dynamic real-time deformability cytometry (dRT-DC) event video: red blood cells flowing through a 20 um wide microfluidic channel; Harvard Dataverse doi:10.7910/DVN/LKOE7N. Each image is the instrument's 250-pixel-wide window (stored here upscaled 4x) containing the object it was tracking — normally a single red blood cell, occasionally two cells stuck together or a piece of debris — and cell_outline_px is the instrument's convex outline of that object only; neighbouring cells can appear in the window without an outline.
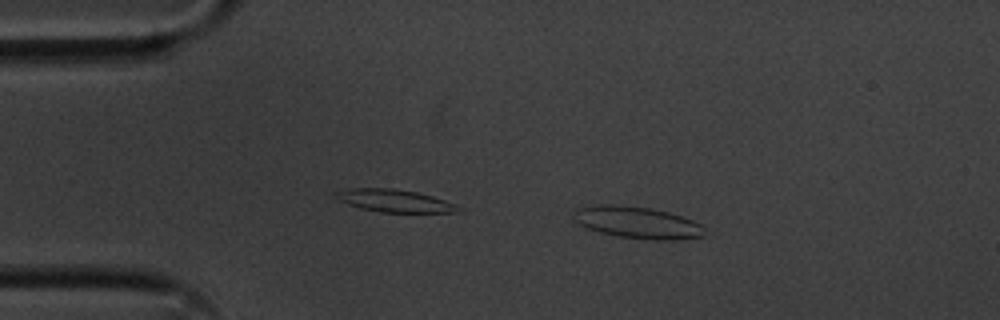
{"species": "common noctule bat (a hibernating species)", "species_latin": "Nyctalus noctula", "temperature_condition": "cold", "stored_images_in_passage": 44, "camera_frame_rate_fps": 3000, "um_per_image_px": 0.085, "animal": {"sex": "male", "body_mass_g": 20.1, "forearm_length_mm": 53.5}, "frame": {"image": 1, "passage_image": 3, "time_ms": 0.667, "image_size_px": [1000, 320], "cell_outline_px": [[704, 236], [680, 240], [656, 240], [616, 236], [600, 232], [588, 228], [580, 224], [576, 220], [576, 212], [580, 208], [596, 204], [616, 204], [652, 208], [668, 212], [692, 220], [700, 224], [704, 228]], "centroid_in_image_um": [54.23, 18.92], "position_along_channel_um": 30.8, "area_um2": 24.1}}
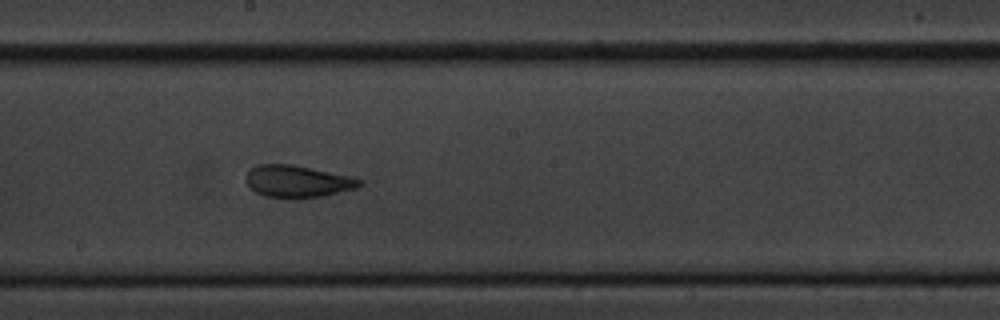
{"frame": {"image": 2, "passage_image": 23, "time_ms": 7.333, "image_size_px": [1000, 320], "cell_outline_px": [[364, 184], [356, 188], [320, 196], [296, 200], [292, 200], [264, 196], [256, 192], [244, 180], [244, 176], [256, 164], [292, 164], [312, 168], [348, 176], [364, 180]], "centroid_in_image_um": [25.26, 15.43], "position_along_channel_um": 222.9, "area_um2": 21.5}}
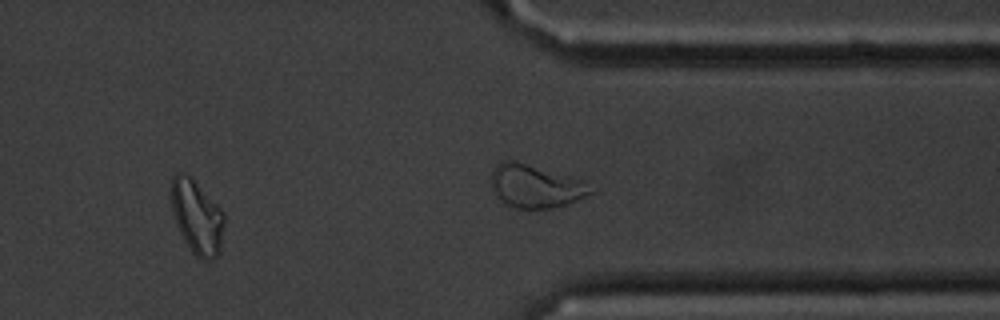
{"frame": {"image": 3, "passage_image": 35, "time_ms": 11.333, "image_size_px": [1000, 320], "cell_outline_px": [[224, 224], [220, 252], [216, 256], [208, 260], [200, 260], [192, 252], [184, 240], [176, 224], [172, 212], [172, 176], [176, 172], [184, 172], [192, 176], [224, 212]], "centroid_in_image_um": [16.74, 18.42], "position_along_channel_um": 394.7, "area_um2": 23.0}, "authors_computed_cell_mechanics": {"area_um2": 21.6461, "velocity_mm_per_s": 3.5799, "shape_relaxation_time_tau1_ms": 5.4287, "shape_relaxation_time_tau2_ms": 1.5876, "deformation_change_tau1": 0.1594, "deformation_change_tau2": 0.0911}}